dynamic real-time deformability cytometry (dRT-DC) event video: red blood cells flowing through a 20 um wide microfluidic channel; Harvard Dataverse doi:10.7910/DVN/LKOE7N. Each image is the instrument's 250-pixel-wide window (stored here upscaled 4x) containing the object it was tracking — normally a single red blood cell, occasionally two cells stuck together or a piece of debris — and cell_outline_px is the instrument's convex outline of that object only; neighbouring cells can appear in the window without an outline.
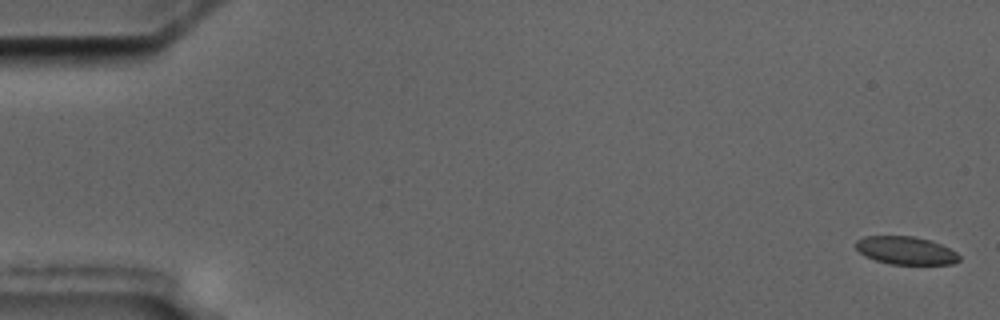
{"species": "common noctule bat (a hibernating species)", "species_latin": "Nyctalus noctula", "temperature_condition": "cold", "stored_images_in_passage": 7, "camera_frame_rate_fps": 3000, "um_per_image_px": 0.085, "animal": {"sex": "male", "body_mass_g": 17.5, "forearm_length_mm": 52.3}, "frame": {"image": 1, "passage_image": 1, "time_ms": 0.0, "image_size_px": [1000, 320], "cell_outline_px": [[960, 260], [952, 264], [888, 264], [864, 256], [856, 248], [856, 240], [864, 236], [912, 236], [932, 240], [956, 252], [960, 256]], "centroid_in_image_um": [76.98, 21.29], "position_along_channel_um": 8.0, "area_um2": 16.88}}
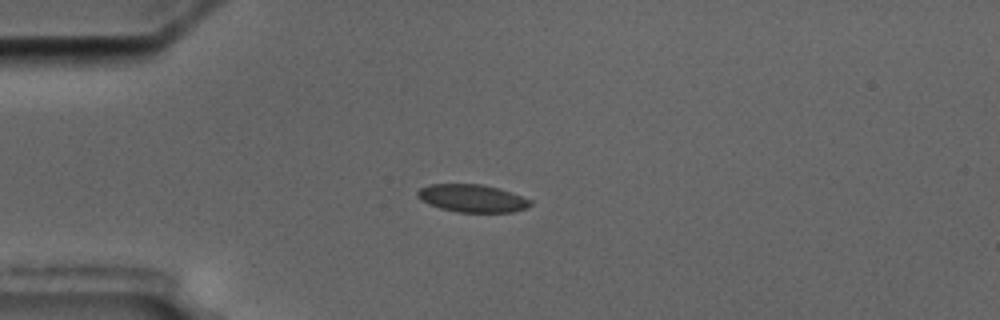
{"frame": {"image": 2, "passage_image": 5, "time_ms": 4.667, "image_size_px": [1000, 320], "cell_outline_px": [[532, 204], [528, 208], [512, 212], [456, 212], [440, 208], [416, 196], [416, 192], [420, 188], [428, 184], [480, 184], [500, 188], [532, 200]], "centroid_in_image_um": [40.17, 16.85], "position_along_channel_um": 44.8, "area_um2": 18.21}}